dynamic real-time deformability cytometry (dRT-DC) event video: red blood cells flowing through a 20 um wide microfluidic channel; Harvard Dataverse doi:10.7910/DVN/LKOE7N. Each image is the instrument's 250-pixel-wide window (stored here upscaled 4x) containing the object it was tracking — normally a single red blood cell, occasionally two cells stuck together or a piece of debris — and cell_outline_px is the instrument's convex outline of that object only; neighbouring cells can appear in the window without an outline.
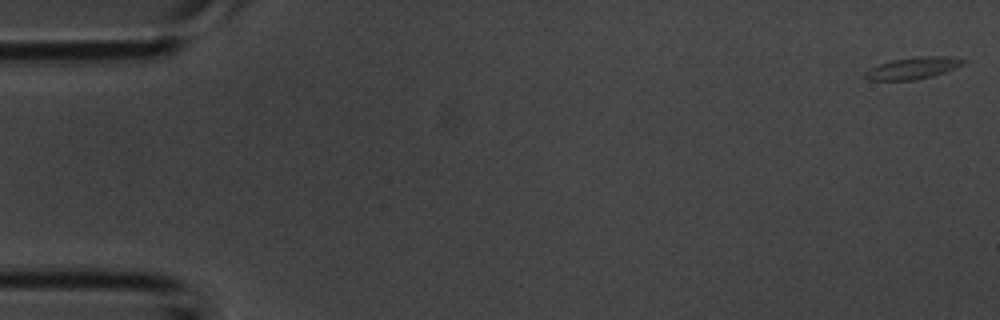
{"species": "common noctule bat (a hibernating species)", "species_latin": "Nyctalus noctula", "temperature_condition": "room temperature", "stored_images_in_passage": 43, "camera_frame_rate_fps": 3000, "um_per_image_px": 0.085, "animal": {"sex": "male", "body_mass_g": 20.1, "forearm_length_mm": 53.5}, "frame": {"image": 1, "passage_image": 1, "time_ms": 0.0, "image_size_px": [1000, 320], "cell_outline_px": [[968, 60], [964, 64], [956, 68], [932, 76], [916, 80], [868, 80], [864, 76], [864, 72], [880, 64], [892, 60], [920, 56], [944, 56]], "centroid_in_image_um": [77.63, 5.79], "position_along_channel_um": 7.4, "area_um2": 12.37}}
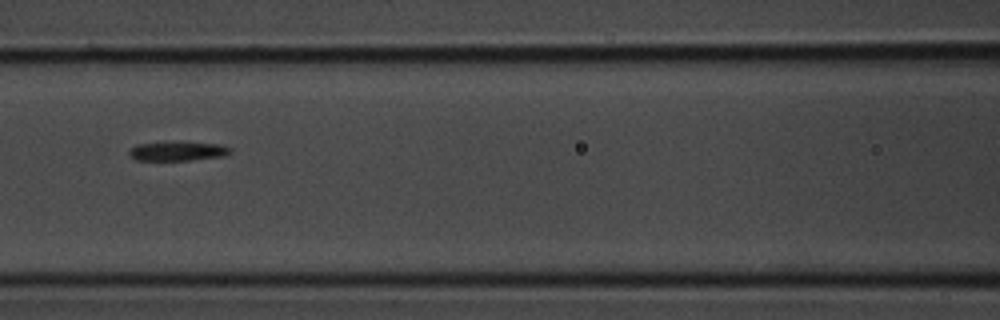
{"frame": {"image": 2, "passage_image": 19, "time_ms": 6.0, "image_size_px": [1000, 320], "cell_outline_px": [[232, 152], [224, 156], [192, 160], [136, 160], [128, 156], [128, 152], [136, 144], [220, 144], [232, 148]], "centroid_in_image_um": [15.11, 12.89], "position_along_channel_um": 151.5, "area_um2": 10.69}}
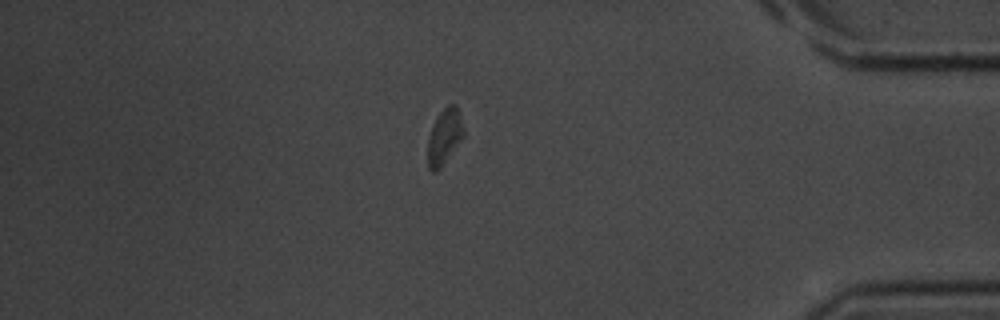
{"frame": {"image": 3, "passage_image": 37, "time_ms": 12.0, "image_size_px": [1000, 320], "cell_outline_px": [[464, 136], [440, 168], [436, 172], [432, 172], [428, 168], [428, 136], [432, 124], [440, 112], [448, 104], [456, 104], [464, 132]], "centroid_in_image_um": [37.75, 11.62], "position_along_channel_um": 397.4, "area_um2": 11.5}}